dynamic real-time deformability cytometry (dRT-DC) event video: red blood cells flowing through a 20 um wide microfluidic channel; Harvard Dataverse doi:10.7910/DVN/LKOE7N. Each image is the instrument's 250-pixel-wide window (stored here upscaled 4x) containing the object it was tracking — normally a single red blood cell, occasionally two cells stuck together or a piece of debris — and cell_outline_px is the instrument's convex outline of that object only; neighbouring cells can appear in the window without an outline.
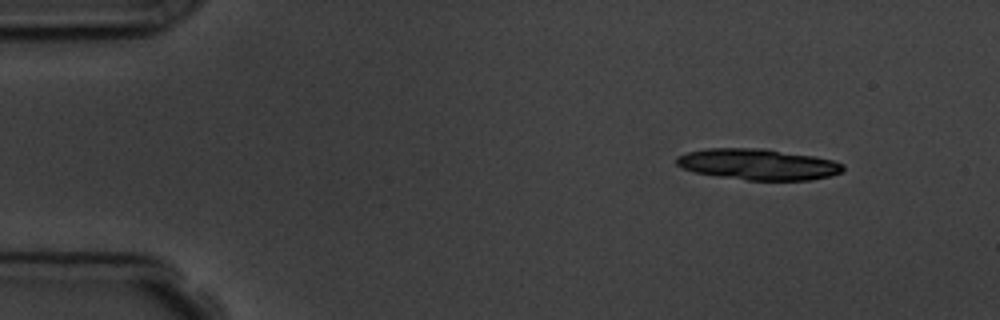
{"species": "common noctule bat (a hibernating species)", "species_latin": "Nyctalus noctula", "temperature_condition": "room temperature", "stored_images_in_passage": 5, "camera_frame_rate_fps": 3000, "um_per_image_px": 0.085, "animal": {"sex": "male", "body_mass_g": 19.5, "forearm_length_mm": 54.6}, "frame": {"image": 1, "passage_image": 1, "time_ms": 0.0, "image_size_px": [1000, 320], "cell_outline_px": [[844, 168], [840, 172], [828, 176], [808, 180], [748, 180], [720, 176], [696, 172], [680, 168], [676, 164], [676, 156], [688, 152], [708, 148], [764, 148], [812, 156], [832, 160], [844, 164]], "centroid_in_image_um": [64.4, 13.96], "position_along_channel_um": 20.6, "area_um2": 29.88}}